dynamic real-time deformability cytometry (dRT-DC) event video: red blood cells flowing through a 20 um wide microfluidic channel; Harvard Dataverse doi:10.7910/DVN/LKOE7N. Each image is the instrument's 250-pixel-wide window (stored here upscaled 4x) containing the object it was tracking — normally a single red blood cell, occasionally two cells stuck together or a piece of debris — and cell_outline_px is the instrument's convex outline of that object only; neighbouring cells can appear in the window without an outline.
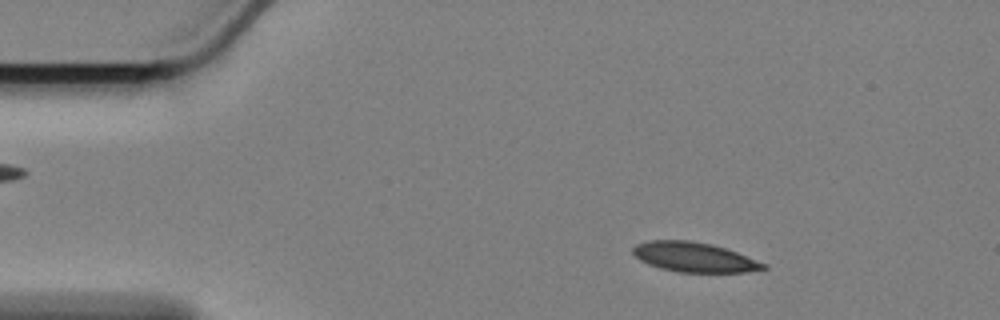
{"species": "Egyptian fruit bat (a non-hibernating species)", "species_latin": "Rousettus aegyptiacus", "temperature_condition": "cold", "stored_images_in_passage": 58, "camera_frame_rate_fps": 3000, "um_per_image_px": 0.085, "animal": {"sex": "female"}, "frame": {"image": 1, "passage_image": 8, "time_ms": 2.333, "image_size_px": [1000, 320], "cell_outline_px": [[768, 268], [748, 272], [676, 272], [660, 268], [648, 264], [632, 256], [632, 248], [636, 244], [648, 240], [688, 240], [712, 244], [736, 252], [768, 264]], "centroid_in_image_um": [58.98, 21.86], "position_along_channel_um": 26.0, "area_um2": 22.77}}
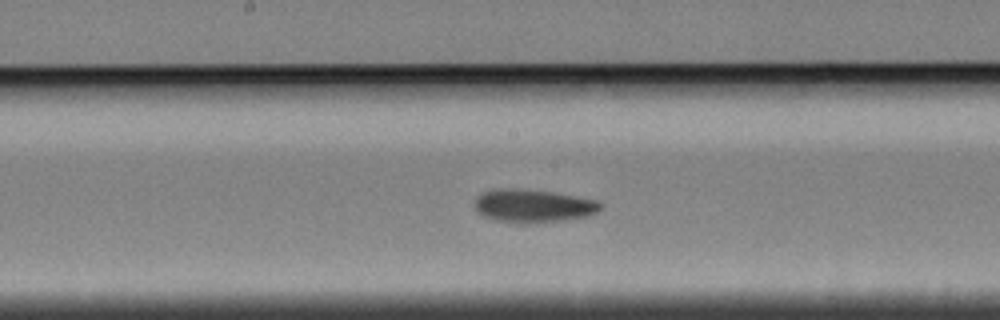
{"frame": {"image": 2, "passage_image": 29, "time_ms": 9.333, "image_size_px": [1000, 320], "cell_outline_px": [[604, 204], [600, 212], [588, 216], [560, 220], [520, 224], [500, 220], [484, 216], [476, 208], [476, 196], [480, 192], [492, 188], [512, 188], [556, 192], [600, 200]], "centroid_in_image_um": [45.38, 17.47], "position_along_channel_um": 202.8, "area_um2": 24.57}}
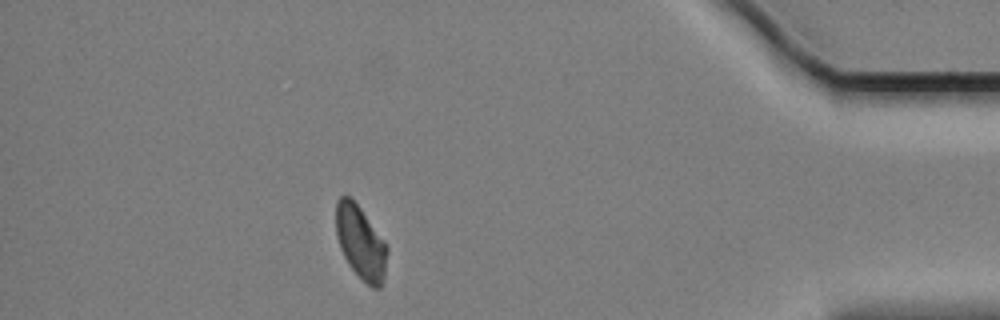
{"frame": {"image": 3, "passage_image": 51, "time_ms": 16.667, "image_size_px": [1000, 320], "cell_outline_px": [[388, 252], [384, 276], [380, 288], [372, 288], [348, 264], [340, 248], [336, 236], [336, 200], [340, 196], [348, 196], [360, 208], [384, 240], [388, 248]], "centroid_in_image_um": [30.65, 20.6], "position_along_channel_um": 404.6, "area_um2": 21.62}, "authors_computed_cell_mechanics": {"area_um2": 23.2067, "velocity_mm_per_s": 3.3796, "shape_relaxation_time_tau1_ms": 4.1166, "shape_relaxation_time_tau2_ms": null, "deformation_change_tau1": 0.0962, "deformation_change_tau2": null}}